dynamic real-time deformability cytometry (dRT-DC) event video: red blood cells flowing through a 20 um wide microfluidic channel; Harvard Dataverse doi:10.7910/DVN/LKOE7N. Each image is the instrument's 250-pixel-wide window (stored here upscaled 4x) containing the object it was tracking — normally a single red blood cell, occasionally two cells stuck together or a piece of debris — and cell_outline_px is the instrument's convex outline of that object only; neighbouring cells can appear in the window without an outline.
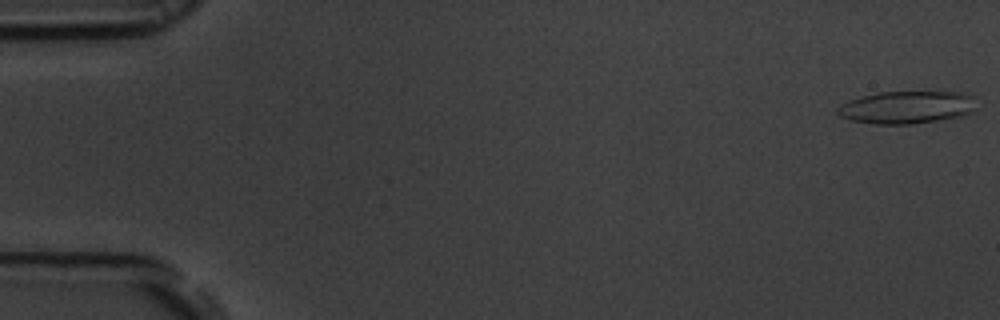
{"species": "common noctule bat (a hibernating species)", "species_latin": "Nyctalus noctula", "temperature_condition": "room temperature", "stored_images_in_passage": 56, "camera_frame_rate_fps": 3000, "um_per_image_px": 0.085, "animal": {"sex": "male", "body_mass_g": 19.5, "forearm_length_mm": 54.6}, "frame": {"image": 1, "passage_image": 1, "time_ms": 0.0, "image_size_px": [1000, 320], "cell_outline_px": [[976, 96], [972, 112], [964, 116], [912, 124], [876, 124], [852, 120], [840, 116], [836, 112], [836, 108], [840, 104], [848, 100], [860, 96], [880, 92], [968, 92]], "centroid_in_image_um": [77.09, 9.11], "position_along_channel_um": 7.9, "area_um2": 26.65}}
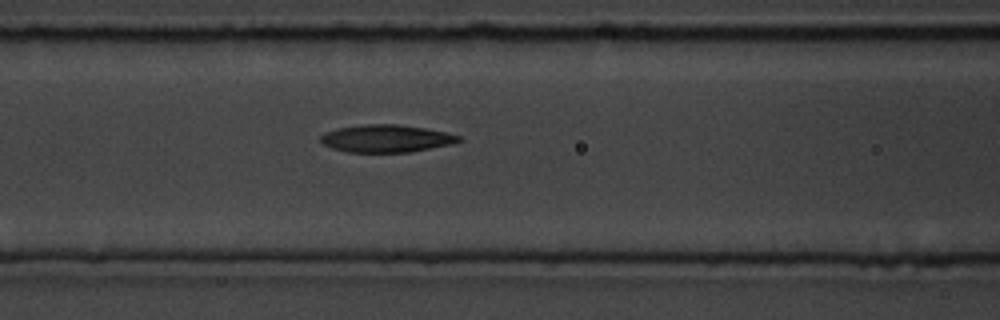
{"frame": {"image": 2, "passage_image": 23, "time_ms": 7.333, "image_size_px": [1000, 320], "cell_outline_px": [[464, 140], [452, 144], [412, 152], [348, 152], [332, 148], [324, 144], [320, 140], [320, 136], [324, 132], [336, 128], [364, 124], [396, 124], [424, 128], [444, 132], [460, 136]], "centroid_in_image_um": [32.82, 11.77], "position_along_channel_um": 133.8, "area_um2": 22.2}}
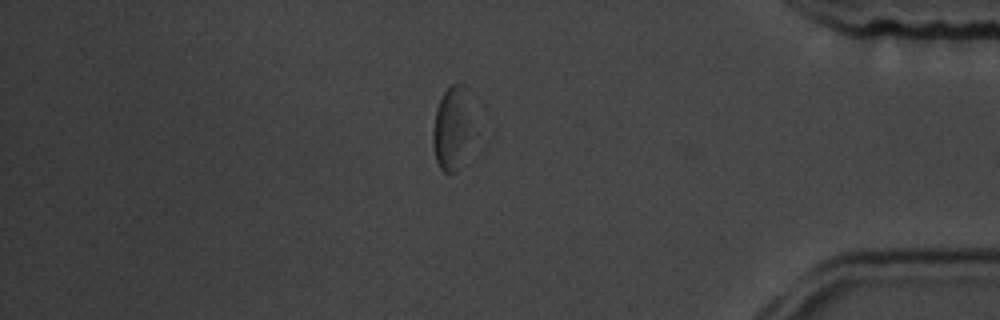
{"frame": {"image": 3, "passage_image": 47, "time_ms": 15.333, "image_size_px": [1000, 320], "cell_outline_px": [[468, 88], [464, 136], [456, 172], [444, 172], [440, 168], [436, 160], [432, 144], [432, 132], [436, 112], [440, 100], [444, 92], [452, 84], [460, 80]], "centroid_in_image_um": [38.26, 10.78], "position_along_channel_um": 396.9, "area_um2": 17.05}, "authors_computed_cell_mechanics": {"area_um2": 22.4553, "velocity_mm_per_s": 3.6742, "shape_relaxation_time_tau1_ms": 3.3146, "shape_relaxation_time_tau2_ms": 4.474, "deformation_change_tau1": 0.1379, "deformation_change_tau2": 0.156}}